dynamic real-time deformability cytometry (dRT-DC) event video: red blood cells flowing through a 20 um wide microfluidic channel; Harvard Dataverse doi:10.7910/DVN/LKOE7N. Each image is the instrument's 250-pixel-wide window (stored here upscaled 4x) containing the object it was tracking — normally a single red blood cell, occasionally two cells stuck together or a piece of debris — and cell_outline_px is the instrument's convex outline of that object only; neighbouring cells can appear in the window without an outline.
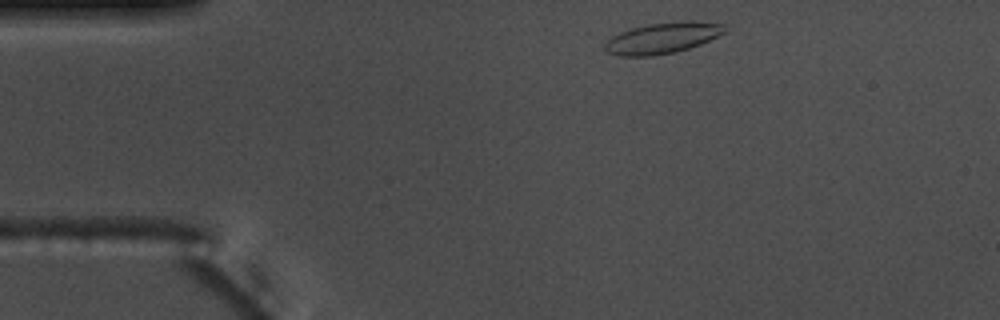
{"species": "common noctule bat (a hibernating species)", "species_latin": "Nyctalus noctula", "temperature_condition": "warm", "stored_images_in_passage": 41, "camera_frame_rate_fps": 3000, "um_per_image_px": 0.085, "animal": {"sex": "male", "body_mass_g": 17.5, "forearm_length_mm": 52.3}, "frame": {"image": 1, "passage_image": 2, "time_ms": 0.333, "image_size_px": [1000, 320], "cell_outline_px": [[728, 32], [700, 44], [676, 52], [652, 56], [620, 56], [604, 52], [604, 44], [612, 36], [620, 32], [632, 28], [648, 24], [692, 20], [724, 24]], "centroid_in_image_um": [56.32, 3.23], "position_along_channel_um": 28.7, "area_um2": 21.79}}
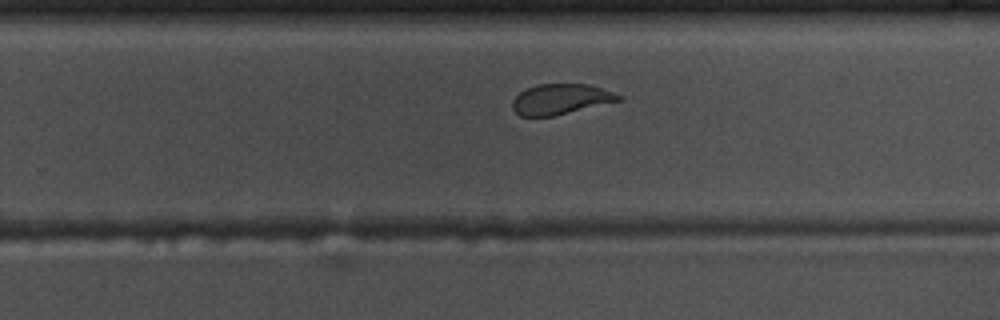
{"frame": {"image": 2, "passage_image": 27, "time_ms": 8.667, "image_size_px": [1000, 320], "cell_outline_px": [[624, 96], [620, 100], [552, 116], [520, 116], [512, 108], [512, 100], [520, 92], [536, 84], [588, 84]], "centroid_in_image_um": [47.62, 8.42], "position_along_channel_um": 282.2, "area_um2": 18.5}}
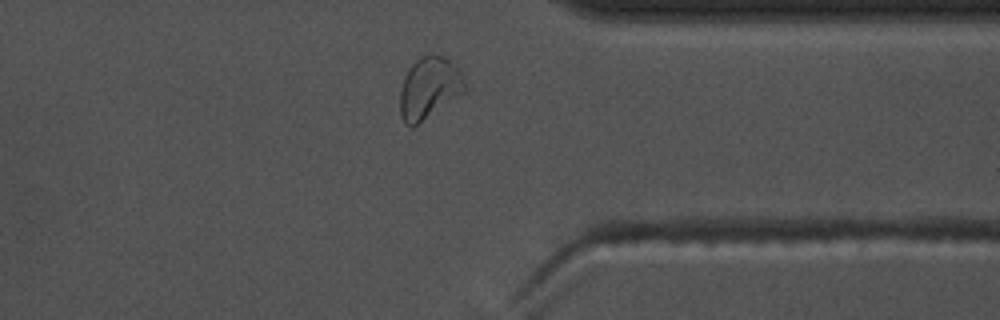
{"frame": {"image": 3, "passage_image": 35, "time_ms": 11.333, "image_size_px": [1000, 320], "cell_outline_px": [[464, 92], [412, 128], [400, 116], [400, 92], [404, 76], [412, 64], [420, 56], [428, 52], [432, 52], [444, 56], [460, 72], [464, 80]], "centroid_in_image_um": [36.44, 7.44], "position_along_channel_um": 375.0, "area_um2": 23.06}, "authors_computed_cell_mechanics": {"area_um2": 20.4612, "velocity_mm_per_s": 3.6759, "shape_relaxation_time_tau1_ms": 6.33, "shape_relaxation_time_tau2_ms": 0.8376, "deformation_change_tau1": 0.1572, "deformation_change_tau2": 0.0691}}